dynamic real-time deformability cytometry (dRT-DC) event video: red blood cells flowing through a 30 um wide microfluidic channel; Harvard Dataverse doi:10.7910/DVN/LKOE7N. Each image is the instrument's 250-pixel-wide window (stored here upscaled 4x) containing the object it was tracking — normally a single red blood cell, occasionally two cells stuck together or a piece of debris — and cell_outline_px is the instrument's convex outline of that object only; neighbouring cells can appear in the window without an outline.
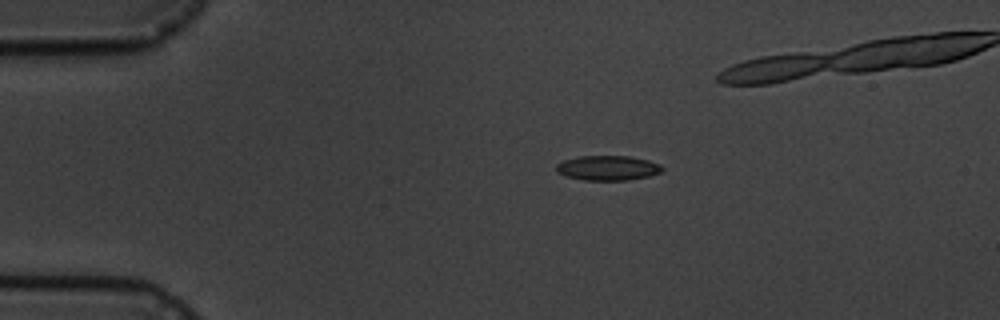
{"species": "common noctule bat (a hibernating species)", "species_latin": "Nyctalus noctula", "temperature_condition": "cold", "stored_images_in_passage": 11, "camera_frame_rate_fps": 3000, "um_per_image_px": 0.085, "animal": {"sex": "male", "body_mass_g": 19.5, "forearm_length_mm": 54.6}, "frame": {"image": 1, "passage_image": 4, "time_ms": 3.333, "image_size_px": [1000, 320], "cell_outline_px": [[664, 168], [660, 172], [648, 176], [628, 180], [584, 180], [564, 176], [556, 172], [556, 164], [564, 160], [580, 156], [628, 156], [648, 160], [660, 164]], "centroid_in_image_um": [51.63, 14.28], "position_along_channel_um": 33.4, "area_um2": 15.32}}
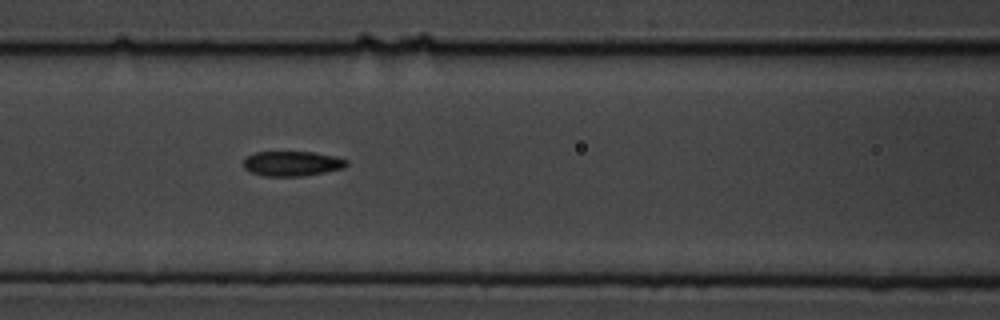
{"frame": {"image": 2, "passage_image": 8, "time_ms": 7.667, "image_size_px": [1000, 320], "cell_outline_px": [[348, 164], [344, 168], [324, 172], [300, 176], [264, 176], [252, 172], [244, 168], [244, 160], [248, 156], [256, 152], [312, 152], [336, 156], [348, 160]], "centroid_in_image_um": [24.86, 13.9], "position_along_channel_um": 141.7, "area_um2": 14.85}}
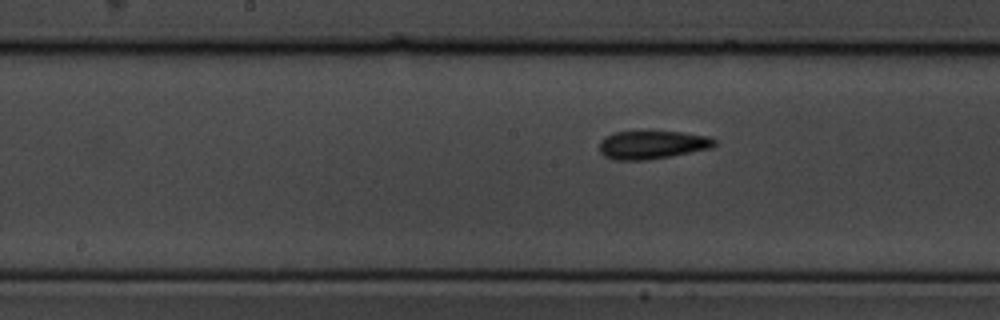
{"frame": {"image": 3, "passage_image": 10, "time_ms": 11.0, "image_size_px": [1000, 320], "cell_outline_px": [[716, 144], [712, 148], [648, 160], [616, 160], [604, 156], [600, 152], [600, 140], [604, 136], [616, 132], [680, 132], [708, 136], [716, 140]], "centroid_in_image_um": [55.43, 12.31], "position_along_channel_um": 192.8, "area_um2": 18.84}}